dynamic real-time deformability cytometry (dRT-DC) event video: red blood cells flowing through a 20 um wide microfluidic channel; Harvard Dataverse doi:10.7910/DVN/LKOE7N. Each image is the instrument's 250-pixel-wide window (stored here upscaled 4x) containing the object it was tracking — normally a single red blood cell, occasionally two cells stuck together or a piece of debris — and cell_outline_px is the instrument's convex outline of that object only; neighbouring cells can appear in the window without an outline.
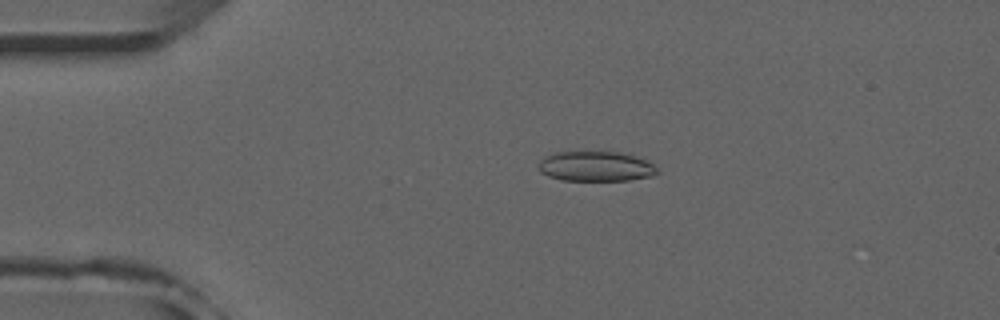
{"species": "common noctule bat (a hibernating species)", "species_latin": "Nyctalus noctula", "temperature_condition": "room temperature", "stored_images_in_passage": 46, "camera_frame_rate_fps": 3000, "um_per_image_px": 0.085, "animal": {"sex": "male", "forearm_length_mm": 52.5}, "frame": {"image": 1, "passage_image": 10, "time_ms": 3.0, "image_size_px": [1000, 320], "cell_outline_px": [[660, 172], [652, 176], [628, 180], [560, 180], [548, 176], [540, 172], [540, 160], [544, 156], [556, 152], [620, 152], [636, 156], [648, 160]], "centroid_in_image_um": [50.66, 14.14], "position_along_channel_um": 34.3, "area_um2": 20.75}}
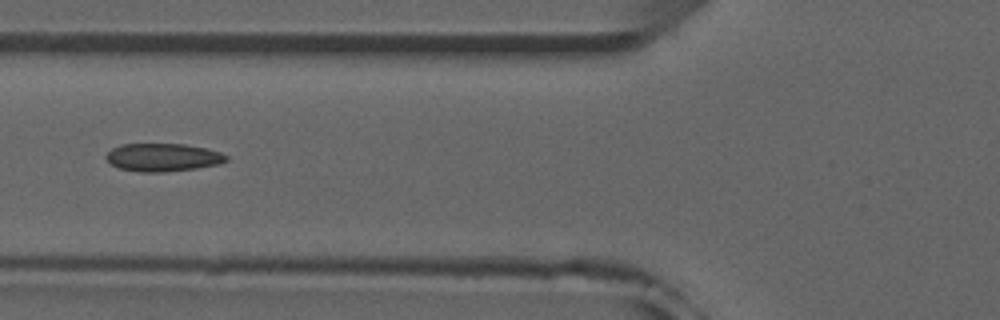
{"frame": {"image": 2, "passage_image": 19, "time_ms": 6.0, "image_size_px": [1000, 320], "cell_outline_px": [[228, 160], [220, 164], [196, 168], [164, 172], [140, 172], [120, 168], [112, 164], [104, 156], [112, 148], [120, 144], [184, 144], [204, 148], [220, 152], [228, 156]], "centroid_in_image_um": [13.85, 13.37], "position_along_channel_um": 112.0, "area_um2": 19.54}}
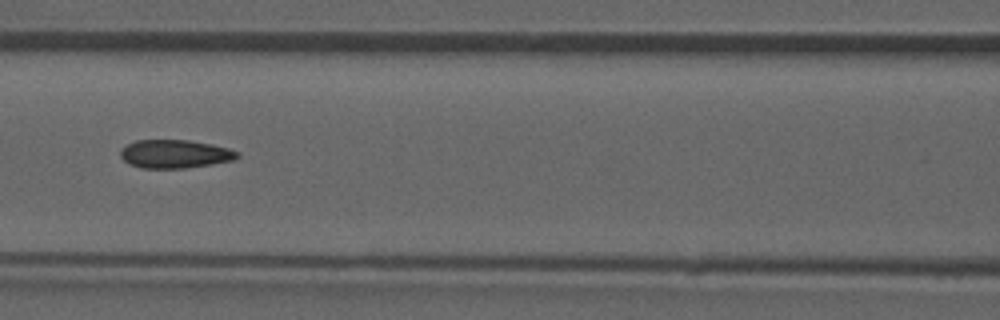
{"frame": {"image": 3, "passage_image": 22, "time_ms": 7.0, "image_size_px": [1000, 320], "cell_outline_px": [[240, 156], [232, 160], [212, 164], [184, 168], [140, 168], [128, 164], [120, 156], [120, 148], [136, 140], [188, 140], [212, 144], [228, 148], [240, 152]], "centroid_in_image_um": [14.85, 13.08], "position_along_channel_um": 151.8, "area_um2": 19.42}}